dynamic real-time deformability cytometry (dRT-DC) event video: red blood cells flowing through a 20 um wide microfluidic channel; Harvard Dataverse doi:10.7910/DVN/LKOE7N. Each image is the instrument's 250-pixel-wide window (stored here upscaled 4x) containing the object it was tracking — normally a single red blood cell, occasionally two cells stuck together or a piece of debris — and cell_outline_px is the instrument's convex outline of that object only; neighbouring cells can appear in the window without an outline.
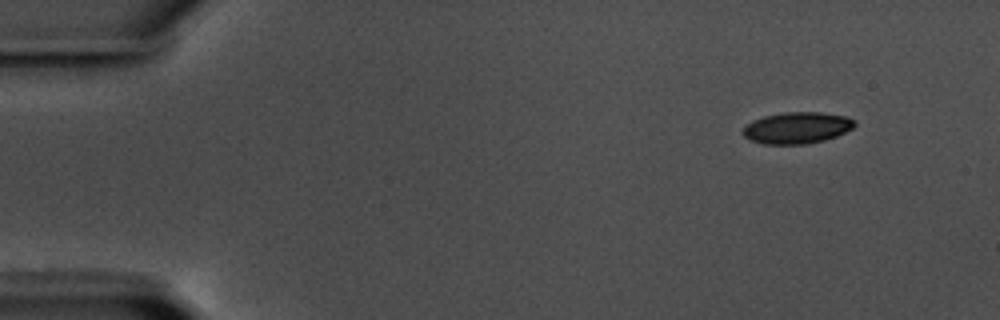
{"species": "common noctule bat (a hibernating species)", "species_latin": "Nyctalus noctula", "temperature_condition": "warm", "stored_images_in_passage": 53, "camera_frame_rate_fps": 3000, "um_per_image_px": 0.085, "animal": {"sex": "male", "body_mass_g": 17.5, "forearm_length_mm": 52.3}, "frame": {"image": 1, "passage_image": 1, "time_ms": 0.0, "image_size_px": [1000, 320], "cell_outline_px": [[856, 124], [852, 128], [836, 136], [824, 140], [804, 144], [764, 144], [752, 140], [744, 136], [740, 132], [752, 120], [764, 116], [784, 112], [820, 112], [848, 116], [856, 120]], "centroid_in_image_um": [67.76, 10.85], "position_along_channel_um": 17.2, "area_um2": 20.52}}
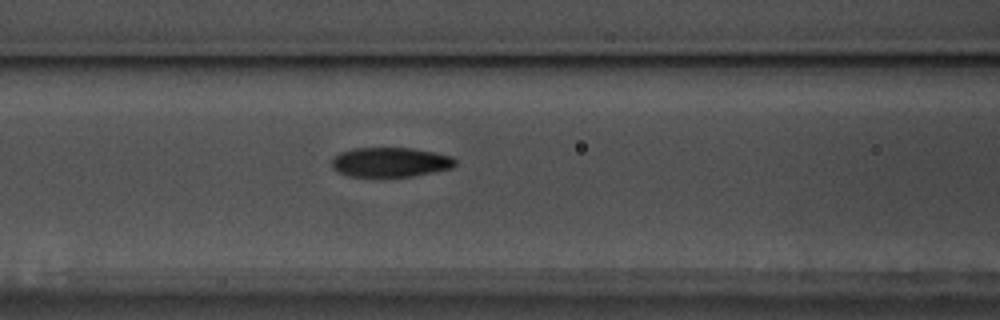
{"frame": {"image": 2, "passage_image": 20, "time_ms": 6.333, "image_size_px": [1000, 320], "cell_outline_px": [[456, 164], [452, 168], [412, 176], [348, 176], [332, 168], [332, 160], [340, 152], [352, 148], [412, 148], [436, 152], [452, 156], [456, 160]], "centroid_in_image_um": [33.2, 13.77], "position_along_channel_um": 133.4, "area_um2": 21.21}}
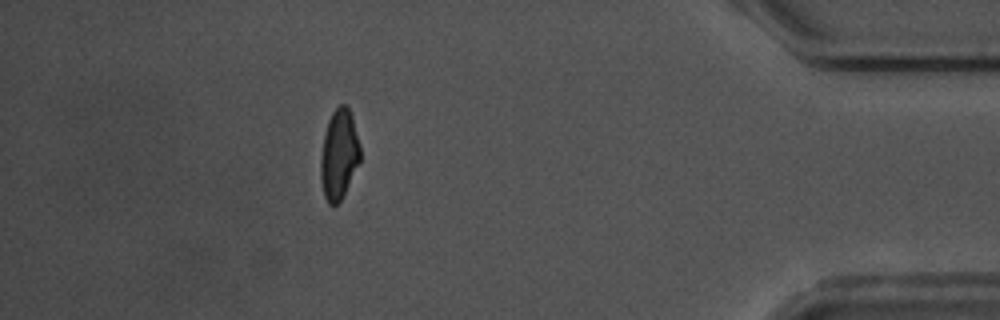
{"frame": {"image": 3, "passage_image": 47, "time_ms": 15.333, "image_size_px": [1000, 320], "cell_outline_px": [[360, 160], [340, 200], [336, 204], [328, 204], [324, 196], [320, 180], [320, 156], [324, 136], [328, 120], [332, 112], [340, 104], [344, 104], [348, 108], [352, 116], [360, 144]], "centroid_in_image_um": [28.8, 13.11], "position_along_channel_um": 406.4, "area_um2": 20.52}, "authors_computed_cell_mechanics": {"area_um2": 21.386, "velocity_mm_per_s": 3.5503, "shape_relaxation_time_tau1_ms": 3.8839, "shape_relaxation_time_tau2_ms": 2.3168, "deformation_change_tau1": 0.135, "deformation_change_tau2": 0.0828}}